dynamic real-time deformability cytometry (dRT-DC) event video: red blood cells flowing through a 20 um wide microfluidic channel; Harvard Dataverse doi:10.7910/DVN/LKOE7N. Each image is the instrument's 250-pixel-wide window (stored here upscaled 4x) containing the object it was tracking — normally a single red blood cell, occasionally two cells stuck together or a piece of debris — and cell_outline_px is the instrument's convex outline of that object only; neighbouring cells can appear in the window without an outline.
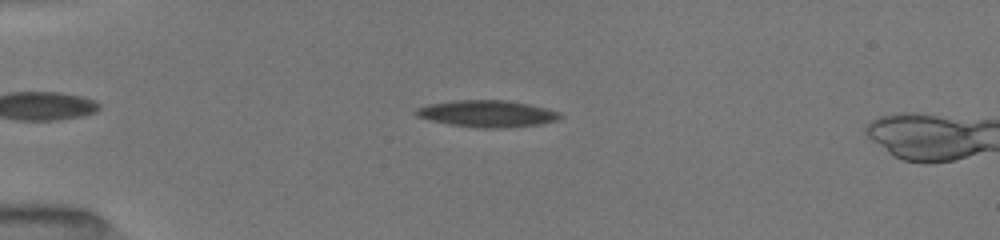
{"species": "common noctule bat (a hibernating species)", "species_latin": "Nyctalus noctula", "temperature_condition": "room temperature", "stored_images_in_passage": 45, "camera_frame_rate_fps": 3000, "um_per_image_px": 0.085, "animal": {"sex": "female", "body_mass_g": 19.5, "forearm_length_mm": 54.1}, "frame": {"image": 1, "passage_image": 11, "time_ms": 3.333, "image_size_px": [1000, 240], "cell_outline_px": [[564, 116], [556, 120], [540, 124], [508, 128], [480, 128], [448, 124], [416, 116], [416, 108], [428, 104], [452, 100], [504, 100], [528, 104], [560, 112]], "centroid_in_image_um": [41.41, 9.66], "position_along_channel_um": 43.6, "area_um2": 22.43}}
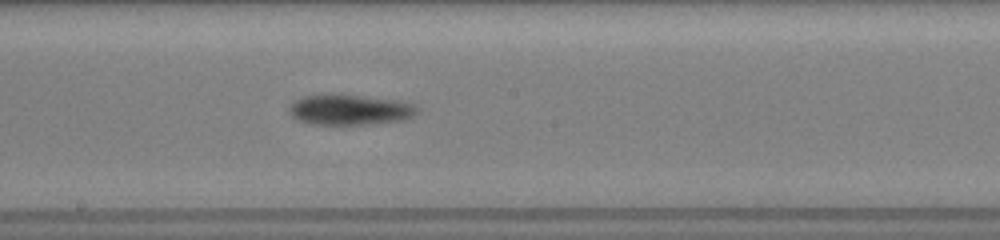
{"frame": {"image": 2, "passage_image": 27, "time_ms": 8.667, "image_size_px": [1000, 240], "cell_outline_px": [[420, 108], [412, 116], [404, 120], [364, 124], [316, 124], [300, 120], [292, 116], [288, 112], [288, 108], [296, 100], [304, 96], [360, 96], [400, 100], [412, 104]], "centroid_in_image_um": [29.78, 9.34], "position_along_channel_um": 218.4, "area_um2": 21.96}}
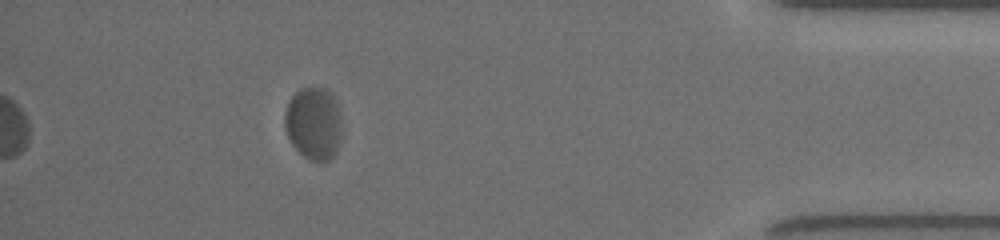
{"frame": {"image": 3, "passage_image": 45, "time_ms": 14.667, "image_size_px": [1000, 240], "cell_outline_px": [[340, 140], [336, 152], [328, 160], [320, 164], [308, 160], [292, 144], [288, 136], [284, 124], [284, 116], [288, 100], [300, 88], [324, 88], [336, 100], [340, 112]], "centroid_in_image_um": [26.65, 10.51], "position_along_channel_um": 408.6, "area_um2": 24.28}, "authors_computed_cell_mechanics": {"area_um2": 22.6576, "velocity_mm_per_s": 3.9034, "shape_relaxation_time_tau1_ms": 7.6804, "shape_relaxation_time_tau2_ms": null, "deformation_change_tau1": 0.1694, "deformation_change_tau2": null}}